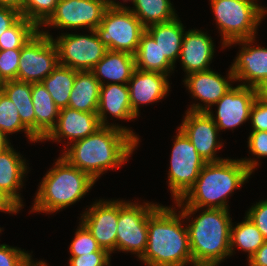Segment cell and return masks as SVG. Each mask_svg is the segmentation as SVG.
Segmentation results:
<instances>
[{"label":"cell","instance_id":"obj_44","mask_svg":"<svg viewBox=\"0 0 267 266\" xmlns=\"http://www.w3.org/2000/svg\"><path fill=\"white\" fill-rule=\"evenodd\" d=\"M20 210L21 209L8 196L0 191V212L15 215Z\"/></svg>","mask_w":267,"mask_h":266},{"label":"cell","instance_id":"obj_38","mask_svg":"<svg viewBox=\"0 0 267 266\" xmlns=\"http://www.w3.org/2000/svg\"><path fill=\"white\" fill-rule=\"evenodd\" d=\"M21 49L0 50V75L6 81L17 79Z\"/></svg>","mask_w":267,"mask_h":266},{"label":"cell","instance_id":"obj_28","mask_svg":"<svg viewBox=\"0 0 267 266\" xmlns=\"http://www.w3.org/2000/svg\"><path fill=\"white\" fill-rule=\"evenodd\" d=\"M1 90L15 104L22 124L35 136V113L32 103V83L6 81Z\"/></svg>","mask_w":267,"mask_h":266},{"label":"cell","instance_id":"obj_27","mask_svg":"<svg viewBox=\"0 0 267 266\" xmlns=\"http://www.w3.org/2000/svg\"><path fill=\"white\" fill-rule=\"evenodd\" d=\"M135 57L137 69L143 71L159 72L171 76L175 67L165 55H162L158 44L153 37L145 30L141 37Z\"/></svg>","mask_w":267,"mask_h":266},{"label":"cell","instance_id":"obj_23","mask_svg":"<svg viewBox=\"0 0 267 266\" xmlns=\"http://www.w3.org/2000/svg\"><path fill=\"white\" fill-rule=\"evenodd\" d=\"M135 69L134 55L108 50L92 72L101 85L128 84Z\"/></svg>","mask_w":267,"mask_h":266},{"label":"cell","instance_id":"obj_49","mask_svg":"<svg viewBox=\"0 0 267 266\" xmlns=\"http://www.w3.org/2000/svg\"><path fill=\"white\" fill-rule=\"evenodd\" d=\"M36 266H48V263H46L44 260H39Z\"/></svg>","mask_w":267,"mask_h":266},{"label":"cell","instance_id":"obj_47","mask_svg":"<svg viewBox=\"0 0 267 266\" xmlns=\"http://www.w3.org/2000/svg\"><path fill=\"white\" fill-rule=\"evenodd\" d=\"M259 96L267 102V82L258 89Z\"/></svg>","mask_w":267,"mask_h":266},{"label":"cell","instance_id":"obj_46","mask_svg":"<svg viewBox=\"0 0 267 266\" xmlns=\"http://www.w3.org/2000/svg\"><path fill=\"white\" fill-rule=\"evenodd\" d=\"M11 146L9 136L0 130V152Z\"/></svg>","mask_w":267,"mask_h":266},{"label":"cell","instance_id":"obj_30","mask_svg":"<svg viewBox=\"0 0 267 266\" xmlns=\"http://www.w3.org/2000/svg\"><path fill=\"white\" fill-rule=\"evenodd\" d=\"M265 238L256 225L245 215L239 223L232 222L230 229V254L234 255L235 248L244 251L249 259L265 242Z\"/></svg>","mask_w":267,"mask_h":266},{"label":"cell","instance_id":"obj_7","mask_svg":"<svg viewBox=\"0 0 267 266\" xmlns=\"http://www.w3.org/2000/svg\"><path fill=\"white\" fill-rule=\"evenodd\" d=\"M152 202L119 200L116 251L135 254L139 259L146 250L148 216L158 206Z\"/></svg>","mask_w":267,"mask_h":266},{"label":"cell","instance_id":"obj_11","mask_svg":"<svg viewBox=\"0 0 267 266\" xmlns=\"http://www.w3.org/2000/svg\"><path fill=\"white\" fill-rule=\"evenodd\" d=\"M90 34L61 33L53 41L58 49L59 64L76 71H92L108 51L95 30Z\"/></svg>","mask_w":267,"mask_h":266},{"label":"cell","instance_id":"obj_19","mask_svg":"<svg viewBox=\"0 0 267 266\" xmlns=\"http://www.w3.org/2000/svg\"><path fill=\"white\" fill-rule=\"evenodd\" d=\"M101 127L97 113L81 112L66 107L59 110L55 127L41 142L53 141L60 143L67 139L64 147L66 148L73 142L95 133Z\"/></svg>","mask_w":267,"mask_h":266},{"label":"cell","instance_id":"obj_41","mask_svg":"<svg viewBox=\"0 0 267 266\" xmlns=\"http://www.w3.org/2000/svg\"><path fill=\"white\" fill-rule=\"evenodd\" d=\"M245 215L256 225L267 241V199L254 203Z\"/></svg>","mask_w":267,"mask_h":266},{"label":"cell","instance_id":"obj_9","mask_svg":"<svg viewBox=\"0 0 267 266\" xmlns=\"http://www.w3.org/2000/svg\"><path fill=\"white\" fill-rule=\"evenodd\" d=\"M176 132L166 181L173 202L180 200L188 192L206 164L184 132L179 127Z\"/></svg>","mask_w":267,"mask_h":266},{"label":"cell","instance_id":"obj_1","mask_svg":"<svg viewBox=\"0 0 267 266\" xmlns=\"http://www.w3.org/2000/svg\"><path fill=\"white\" fill-rule=\"evenodd\" d=\"M139 144L119 128L102 126L95 133L67 146L60 155L98 181L108 170L119 169L127 163Z\"/></svg>","mask_w":267,"mask_h":266},{"label":"cell","instance_id":"obj_37","mask_svg":"<svg viewBox=\"0 0 267 266\" xmlns=\"http://www.w3.org/2000/svg\"><path fill=\"white\" fill-rule=\"evenodd\" d=\"M38 262L24 249L0 244V266H36Z\"/></svg>","mask_w":267,"mask_h":266},{"label":"cell","instance_id":"obj_4","mask_svg":"<svg viewBox=\"0 0 267 266\" xmlns=\"http://www.w3.org/2000/svg\"><path fill=\"white\" fill-rule=\"evenodd\" d=\"M252 172L241 159L226 158L209 162L180 201L188 207L229 210L228 199L251 177Z\"/></svg>","mask_w":267,"mask_h":266},{"label":"cell","instance_id":"obj_18","mask_svg":"<svg viewBox=\"0 0 267 266\" xmlns=\"http://www.w3.org/2000/svg\"><path fill=\"white\" fill-rule=\"evenodd\" d=\"M108 114H110L111 118L124 121H133L138 118L131 108L127 84L113 83L101 85L97 116L99 117L101 126L119 128L128 133L139 143L140 137L136 132H133V130L127 126L125 127V125H118V123L110 124L109 119L107 120Z\"/></svg>","mask_w":267,"mask_h":266},{"label":"cell","instance_id":"obj_21","mask_svg":"<svg viewBox=\"0 0 267 266\" xmlns=\"http://www.w3.org/2000/svg\"><path fill=\"white\" fill-rule=\"evenodd\" d=\"M212 39L207 32L199 29L185 31L179 59L186 75L211 69L210 64L215 55Z\"/></svg>","mask_w":267,"mask_h":266},{"label":"cell","instance_id":"obj_14","mask_svg":"<svg viewBox=\"0 0 267 266\" xmlns=\"http://www.w3.org/2000/svg\"><path fill=\"white\" fill-rule=\"evenodd\" d=\"M259 95L258 89L238 84L233 86L213 106H217L216 114L210 108L207 113L215 122L219 132L232 131L250 120L251 107Z\"/></svg>","mask_w":267,"mask_h":266},{"label":"cell","instance_id":"obj_24","mask_svg":"<svg viewBox=\"0 0 267 266\" xmlns=\"http://www.w3.org/2000/svg\"><path fill=\"white\" fill-rule=\"evenodd\" d=\"M184 28L186 27L178 16L171 21L153 24L145 28L158 44L162 55H165L174 66L179 60L185 35Z\"/></svg>","mask_w":267,"mask_h":266},{"label":"cell","instance_id":"obj_48","mask_svg":"<svg viewBox=\"0 0 267 266\" xmlns=\"http://www.w3.org/2000/svg\"><path fill=\"white\" fill-rule=\"evenodd\" d=\"M124 3L125 2H130L131 0H122ZM109 4L113 6H123L122 2L120 3L119 1L116 2V0H109Z\"/></svg>","mask_w":267,"mask_h":266},{"label":"cell","instance_id":"obj_33","mask_svg":"<svg viewBox=\"0 0 267 266\" xmlns=\"http://www.w3.org/2000/svg\"><path fill=\"white\" fill-rule=\"evenodd\" d=\"M40 29L21 16L0 36V50L21 49Z\"/></svg>","mask_w":267,"mask_h":266},{"label":"cell","instance_id":"obj_34","mask_svg":"<svg viewBox=\"0 0 267 266\" xmlns=\"http://www.w3.org/2000/svg\"><path fill=\"white\" fill-rule=\"evenodd\" d=\"M59 0H24L21 16L39 29L55 11Z\"/></svg>","mask_w":267,"mask_h":266},{"label":"cell","instance_id":"obj_13","mask_svg":"<svg viewBox=\"0 0 267 266\" xmlns=\"http://www.w3.org/2000/svg\"><path fill=\"white\" fill-rule=\"evenodd\" d=\"M184 86L192 98L202 103H193L187 109L195 112H207L225 95L235 83L234 74L229 68L226 77L212 69L192 72L185 75ZM203 104V105H202Z\"/></svg>","mask_w":267,"mask_h":266},{"label":"cell","instance_id":"obj_10","mask_svg":"<svg viewBox=\"0 0 267 266\" xmlns=\"http://www.w3.org/2000/svg\"><path fill=\"white\" fill-rule=\"evenodd\" d=\"M59 64L58 49L49 30H39L22 48L17 81L41 83Z\"/></svg>","mask_w":267,"mask_h":266},{"label":"cell","instance_id":"obj_16","mask_svg":"<svg viewBox=\"0 0 267 266\" xmlns=\"http://www.w3.org/2000/svg\"><path fill=\"white\" fill-rule=\"evenodd\" d=\"M178 127L189 138L206 163L219 162L226 159L217 155V151L224 144L219 139V129L207 112L186 110L183 121Z\"/></svg>","mask_w":267,"mask_h":266},{"label":"cell","instance_id":"obj_3","mask_svg":"<svg viewBox=\"0 0 267 266\" xmlns=\"http://www.w3.org/2000/svg\"><path fill=\"white\" fill-rule=\"evenodd\" d=\"M174 203L176 208L181 209L180 212L186 219L195 266H219L225 259L231 257L230 229L232 219L230 210L188 207L180 200ZM197 212L199 215L197 214L195 218L192 217Z\"/></svg>","mask_w":267,"mask_h":266},{"label":"cell","instance_id":"obj_50","mask_svg":"<svg viewBox=\"0 0 267 266\" xmlns=\"http://www.w3.org/2000/svg\"><path fill=\"white\" fill-rule=\"evenodd\" d=\"M4 83H5V81L2 79V77L0 75V90H1Z\"/></svg>","mask_w":267,"mask_h":266},{"label":"cell","instance_id":"obj_12","mask_svg":"<svg viewBox=\"0 0 267 266\" xmlns=\"http://www.w3.org/2000/svg\"><path fill=\"white\" fill-rule=\"evenodd\" d=\"M109 6V0H59L53 14L40 28L95 30Z\"/></svg>","mask_w":267,"mask_h":266},{"label":"cell","instance_id":"obj_43","mask_svg":"<svg viewBox=\"0 0 267 266\" xmlns=\"http://www.w3.org/2000/svg\"><path fill=\"white\" fill-rule=\"evenodd\" d=\"M249 266H267V241L247 259Z\"/></svg>","mask_w":267,"mask_h":266},{"label":"cell","instance_id":"obj_40","mask_svg":"<svg viewBox=\"0 0 267 266\" xmlns=\"http://www.w3.org/2000/svg\"><path fill=\"white\" fill-rule=\"evenodd\" d=\"M251 131H267V102L259 95L250 110Z\"/></svg>","mask_w":267,"mask_h":266},{"label":"cell","instance_id":"obj_32","mask_svg":"<svg viewBox=\"0 0 267 266\" xmlns=\"http://www.w3.org/2000/svg\"><path fill=\"white\" fill-rule=\"evenodd\" d=\"M0 130L7 136L25 132L27 140L32 143L40 141L22 124L15 104L0 90Z\"/></svg>","mask_w":267,"mask_h":266},{"label":"cell","instance_id":"obj_45","mask_svg":"<svg viewBox=\"0 0 267 266\" xmlns=\"http://www.w3.org/2000/svg\"><path fill=\"white\" fill-rule=\"evenodd\" d=\"M23 3L24 0H0V6L12 8L20 13L23 10Z\"/></svg>","mask_w":267,"mask_h":266},{"label":"cell","instance_id":"obj_29","mask_svg":"<svg viewBox=\"0 0 267 266\" xmlns=\"http://www.w3.org/2000/svg\"><path fill=\"white\" fill-rule=\"evenodd\" d=\"M133 7L127 8L141 21L146 28L153 24L175 19L178 14L171 0H131Z\"/></svg>","mask_w":267,"mask_h":266},{"label":"cell","instance_id":"obj_35","mask_svg":"<svg viewBox=\"0 0 267 266\" xmlns=\"http://www.w3.org/2000/svg\"><path fill=\"white\" fill-rule=\"evenodd\" d=\"M247 147L250 154L254 158H240L248 169L254 173L256 167L259 166L257 158H267V131H252L249 133ZM257 157V158H256Z\"/></svg>","mask_w":267,"mask_h":266},{"label":"cell","instance_id":"obj_2","mask_svg":"<svg viewBox=\"0 0 267 266\" xmlns=\"http://www.w3.org/2000/svg\"><path fill=\"white\" fill-rule=\"evenodd\" d=\"M173 206L159 204L148 216L147 247L137 259L145 266H195L185 219Z\"/></svg>","mask_w":267,"mask_h":266},{"label":"cell","instance_id":"obj_17","mask_svg":"<svg viewBox=\"0 0 267 266\" xmlns=\"http://www.w3.org/2000/svg\"><path fill=\"white\" fill-rule=\"evenodd\" d=\"M80 222L89 230L98 245L110 254L116 251L118 199L96 200L80 214Z\"/></svg>","mask_w":267,"mask_h":266},{"label":"cell","instance_id":"obj_36","mask_svg":"<svg viewBox=\"0 0 267 266\" xmlns=\"http://www.w3.org/2000/svg\"><path fill=\"white\" fill-rule=\"evenodd\" d=\"M74 235L69 245L71 256H80L96 251H106L98 245L96 239L81 222H79V226H77Z\"/></svg>","mask_w":267,"mask_h":266},{"label":"cell","instance_id":"obj_42","mask_svg":"<svg viewBox=\"0 0 267 266\" xmlns=\"http://www.w3.org/2000/svg\"><path fill=\"white\" fill-rule=\"evenodd\" d=\"M21 13L8 7L0 6V36L11 27L19 18Z\"/></svg>","mask_w":267,"mask_h":266},{"label":"cell","instance_id":"obj_20","mask_svg":"<svg viewBox=\"0 0 267 266\" xmlns=\"http://www.w3.org/2000/svg\"><path fill=\"white\" fill-rule=\"evenodd\" d=\"M169 75L159 72L135 69L128 82L129 97L132 111L140 116L141 105H149L166 98L171 85Z\"/></svg>","mask_w":267,"mask_h":266},{"label":"cell","instance_id":"obj_22","mask_svg":"<svg viewBox=\"0 0 267 266\" xmlns=\"http://www.w3.org/2000/svg\"><path fill=\"white\" fill-rule=\"evenodd\" d=\"M27 165L26 159L12 145L0 152V191L20 209L24 207L20 191L29 172Z\"/></svg>","mask_w":267,"mask_h":266},{"label":"cell","instance_id":"obj_8","mask_svg":"<svg viewBox=\"0 0 267 266\" xmlns=\"http://www.w3.org/2000/svg\"><path fill=\"white\" fill-rule=\"evenodd\" d=\"M95 31L108 50L134 55L145 27L127 6L110 5Z\"/></svg>","mask_w":267,"mask_h":266},{"label":"cell","instance_id":"obj_39","mask_svg":"<svg viewBox=\"0 0 267 266\" xmlns=\"http://www.w3.org/2000/svg\"><path fill=\"white\" fill-rule=\"evenodd\" d=\"M111 254L108 251H96L80 256H70L69 266H111Z\"/></svg>","mask_w":267,"mask_h":266},{"label":"cell","instance_id":"obj_26","mask_svg":"<svg viewBox=\"0 0 267 266\" xmlns=\"http://www.w3.org/2000/svg\"><path fill=\"white\" fill-rule=\"evenodd\" d=\"M101 84L92 71H77L68 107L97 113Z\"/></svg>","mask_w":267,"mask_h":266},{"label":"cell","instance_id":"obj_5","mask_svg":"<svg viewBox=\"0 0 267 266\" xmlns=\"http://www.w3.org/2000/svg\"><path fill=\"white\" fill-rule=\"evenodd\" d=\"M96 181L59 156L43 176L36 191L31 213L51 214L79 202Z\"/></svg>","mask_w":267,"mask_h":266},{"label":"cell","instance_id":"obj_6","mask_svg":"<svg viewBox=\"0 0 267 266\" xmlns=\"http://www.w3.org/2000/svg\"><path fill=\"white\" fill-rule=\"evenodd\" d=\"M209 1L223 49L230 42L256 38L258 26L267 15V7H262L259 0Z\"/></svg>","mask_w":267,"mask_h":266},{"label":"cell","instance_id":"obj_31","mask_svg":"<svg viewBox=\"0 0 267 266\" xmlns=\"http://www.w3.org/2000/svg\"><path fill=\"white\" fill-rule=\"evenodd\" d=\"M76 70L58 64L57 67L41 83L53 98L59 109L68 107L69 96L72 91Z\"/></svg>","mask_w":267,"mask_h":266},{"label":"cell","instance_id":"obj_15","mask_svg":"<svg viewBox=\"0 0 267 266\" xmlns=\"http://www.w3.org/2000/svg\"><path fill=\"white\" fill-rule=\"evenodd\" d=\"M255 41V42H254ZM239 45L237 56L230 66L235 82L260 89L267 82V48L255 45L256 39H243L228 43L225 47Z\"/></svg>","mask_w":267,"mask_h":266},{"label":"cell","instance_id":"obj_25","mask_svg":"<svg viewBox=\"0 0 267 266\" xmlns=\"http://www.w3.org/2000/svg\"><path fill=\"white\" fill-rule=\"evenodd\" d=\"M35 137L41 142L55 127L59 108L42 83H32Z\"/></svg>","mask_w":267,"mask_h":266}]
</instances>
